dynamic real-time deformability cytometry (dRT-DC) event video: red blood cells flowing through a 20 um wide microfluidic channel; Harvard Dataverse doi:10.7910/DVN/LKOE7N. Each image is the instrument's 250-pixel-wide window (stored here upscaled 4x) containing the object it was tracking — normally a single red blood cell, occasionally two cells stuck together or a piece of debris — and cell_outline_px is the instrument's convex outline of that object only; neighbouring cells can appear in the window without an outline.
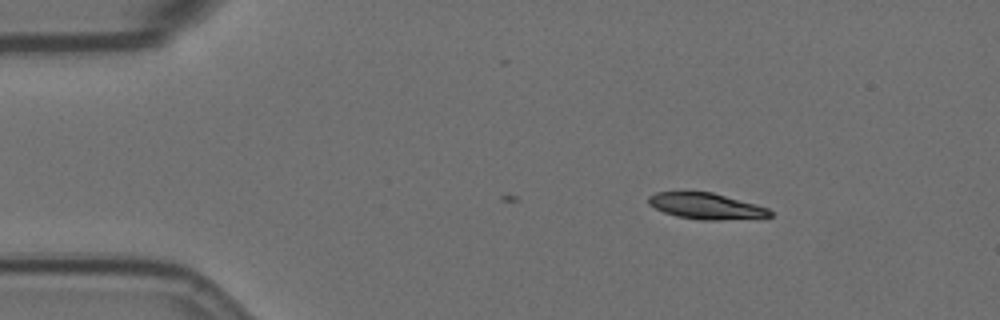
{"species": "Egyptian fruit bat (a non-hibernating species)", "species_latin": "Rousettus aegyptiacus", "temperature_condition": "room temperature", "stored_images_in_passage": 3, "camera_frame_rate_fps": 3000, "um_per_image_px": 0.085, "animal": {"sex": "female"}, "frame": {"image": 1, "passage_image": 3, "time_ms": 0.667, "image_size_px": [1000, 320], "cell_outline_px": [[772, 216], [720, 220], [700, 220], [676, 216], [664, 212], [648, 204], [648, 196], [656, 192], [712, 192], [756, 204], [768, 208], [772, 212]], "centroid_in_image_um": [60.0, 17.52], "position_along_channel_um": 25.0, "area_um2": 18.32}}